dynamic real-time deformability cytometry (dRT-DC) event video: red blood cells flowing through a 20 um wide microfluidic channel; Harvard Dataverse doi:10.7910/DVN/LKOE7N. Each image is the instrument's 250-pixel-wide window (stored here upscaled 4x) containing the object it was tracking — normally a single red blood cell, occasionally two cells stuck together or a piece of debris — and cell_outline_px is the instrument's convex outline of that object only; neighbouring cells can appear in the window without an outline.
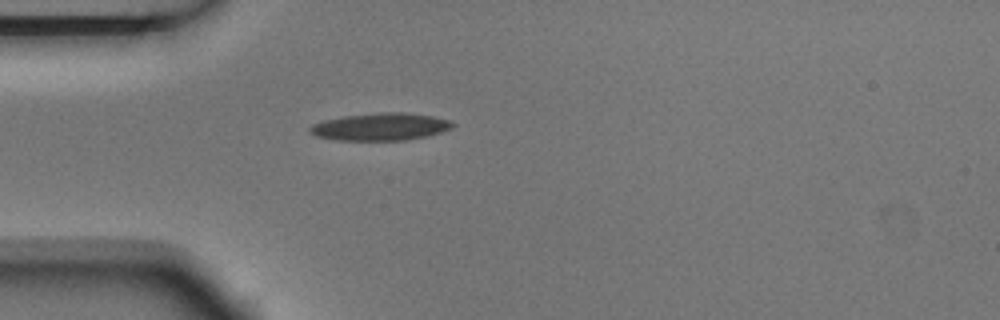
{"species": "Egyptian fruit bat (a non-hibernating species)", "species_latin": "Rousettus aegyptiacus", "temperature_condition": "room temperature", "stored_images_in_passage": 1, "camera_frame_rate_fps": 3000, "um_per_image_px": 0.085, "animal": {"sex": "male"}, "frame": {"image": 1, "passage_image": 1, "time_ms": 0.0, "image_size_px": [1000, 320], "cell_outline_px": [[456, 124], [452, 128], [440, 132], [424, 136], [404, 140], [340, 140], [316, 136], [308, 132], [308, 128], [312, 124], [324, 120], [344, 116], [380, 112], [404, 112], [432, 116], [452, 120]], "centroid_in_image_um": [32.34, 10.76], "position_along_channel_um": 52.7, "area_um2": 22.77}}